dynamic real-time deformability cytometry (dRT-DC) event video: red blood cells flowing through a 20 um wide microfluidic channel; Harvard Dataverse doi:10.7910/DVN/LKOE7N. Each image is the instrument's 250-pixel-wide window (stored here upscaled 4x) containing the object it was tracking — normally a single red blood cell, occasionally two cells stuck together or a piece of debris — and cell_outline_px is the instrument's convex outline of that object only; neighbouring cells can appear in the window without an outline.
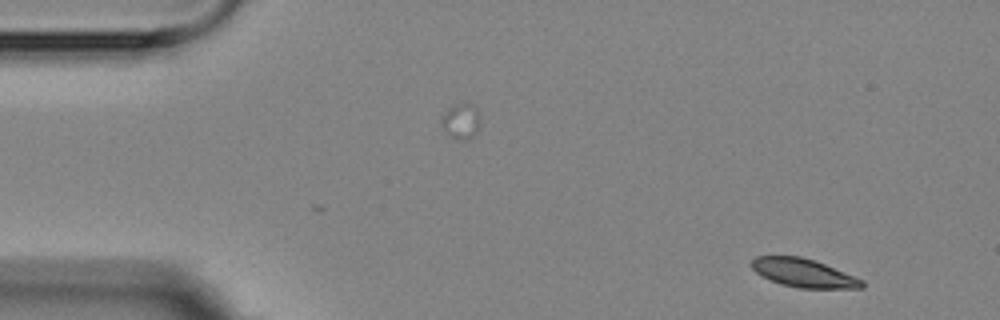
{"species": "Egyptian fruit bat (a non-hibernating species)", "species_latin": "Rousettus aegyptiacus", "temperature_condition": "room temperature", "stored_images_in_passage": 4, "camera_frame_rate_fps": 3000, "um_per_image_px": 0.085, "animal": {"sex": "female"}, "frame": {"image": 1, "passage_image": 1, "time_ms": 0.0, "image_size_px": [1000, 320], "cell_outline_px": [[864, 288], [800, 288], [780, 284], [760, 276], [752, 268], [752, 260], [756, 256], [800, 256], [824, 264], [864, 280]], "centroid_in_image_um": [68.29, 23.21], "position_along_channel_um": 16.7, "area_um2": 18.15}}
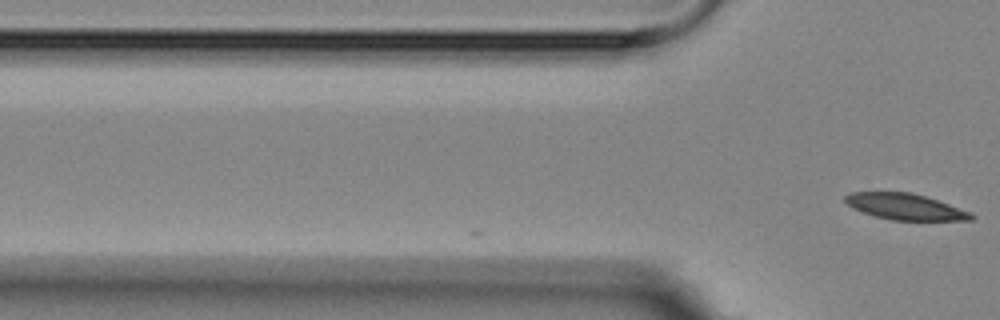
{"frame": {"image": 2, "passage_image": 4, "time_ms": 3.333, "image_size_px": [1000, 320], "cell_outline_px": [[976, 216], [972, 220], [892, 220], [876, 216], [852, 208], [844, 200], [844, 196], [852, 192], [912, 192], [972, 212]], "centroid_in_image_um": [76.96, 17.57], "position_along_channel_um": 48.8, "area_um2": 19.02}}